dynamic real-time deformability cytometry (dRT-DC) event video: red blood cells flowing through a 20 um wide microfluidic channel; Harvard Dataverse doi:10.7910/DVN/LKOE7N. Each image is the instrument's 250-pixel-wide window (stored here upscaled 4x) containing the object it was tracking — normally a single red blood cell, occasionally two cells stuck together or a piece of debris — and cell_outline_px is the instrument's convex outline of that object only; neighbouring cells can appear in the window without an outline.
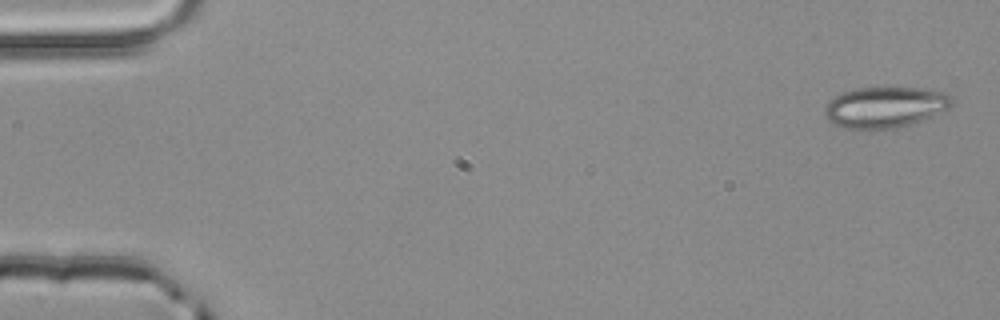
{"species": "common noctule bat (a hibernating species)", "species_latin": "Nyctalus noctula", "temperature_condition": "room temperature", "stored_images_in_passage": 5, "camera_frame_rate_fps": 3000, "um_per_image_px": 0.085, "animal": {"sex": "male", "body_mass_g": 20.4}, "frame": {"image": 1, "passage_image": 1, "time_ms": 0.0, "image_size_px": [1000, 320], "cell_outline_px": [[952, 104], [948, 108], [932, 116], [896, 128], [864, 132], [856, 132], [832, 124], [824, 116], [824, 108], [840, 92], [852, 88], [924, 88], [948, 92], [952, 96]], "centroid_in_image_um": [75.18, 9.14], "position_along_channel_um": 9.8, "area_um2": 31.1}}
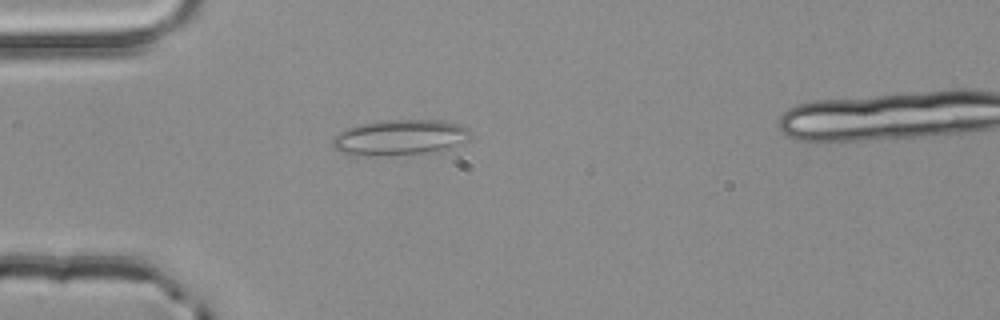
{"frame": {"image": 2, "passage_image": 4, "time_ms": 1.0, "image_size_px": [1000, 320], "cell_outline_px": [[472, 132], [468, 140], [440, 152], [356, 156], [344, 152], [336, 148], [332, 144], [332, 140], [340, 132], [356, 124], [384, 120], [440, 120], [456, 124], [468, 128]], "centroid_in_image_um": [34.03, 11.68], "position_along_channel_um": 51.0, "area_um2": 28.5}}